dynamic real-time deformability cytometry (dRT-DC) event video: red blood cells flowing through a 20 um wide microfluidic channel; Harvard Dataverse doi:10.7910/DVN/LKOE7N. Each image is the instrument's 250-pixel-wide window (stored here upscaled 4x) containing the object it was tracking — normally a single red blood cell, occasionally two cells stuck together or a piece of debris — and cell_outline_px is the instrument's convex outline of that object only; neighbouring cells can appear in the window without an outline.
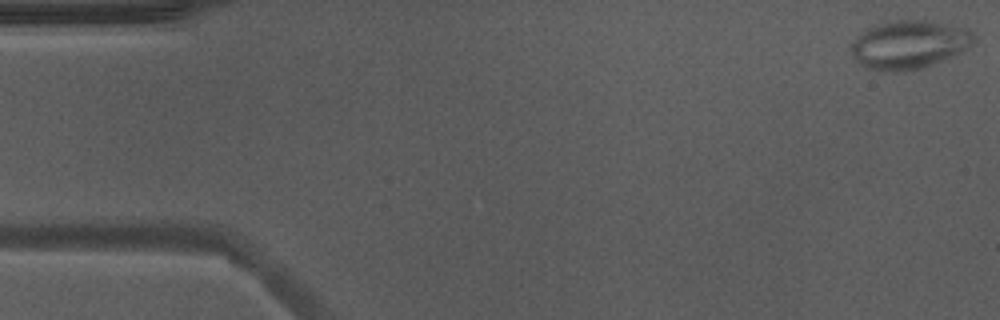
{"species": "Egyptian fruit bat (a non-hibernating species)", "species_latin": "Rousettus aegyptiacus", "temperature_condition": "warm", "stored_images_in_passage": 10, "camera_frame_rate_fps": 3000, "um_per_image_px": 0.085, "animal": {"sex": "male"}, "frame": {"image": 1, "passage_image": 1, "time_ms": 0.0, "image_size_px": [1000, 320], "cell_outline_px": [[972, 44], [960, 52], [952, 56], [920, 68], [896, 72], [892, 72], [864, 68], [852, 56], [852, 44], [868, 28], [876, 24], [896, 20], [924, 20], [964, 28], [972, 32]], "centroid_in_image_um": [77.23, 3.8], "position_along_channel_um": 7.8, "area_um2": 33.81}}